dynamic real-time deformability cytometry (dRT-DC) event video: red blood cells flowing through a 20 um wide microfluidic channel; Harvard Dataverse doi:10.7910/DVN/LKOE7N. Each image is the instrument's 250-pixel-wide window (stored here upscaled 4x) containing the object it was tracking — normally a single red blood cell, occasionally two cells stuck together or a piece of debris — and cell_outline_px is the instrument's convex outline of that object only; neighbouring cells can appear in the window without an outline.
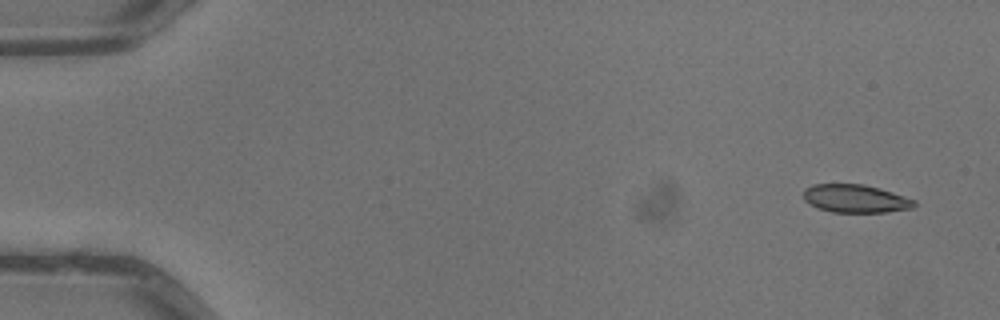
{"species": "common noctule bat (a hibernating species)", "species_latin": "Nyctalus noctula", "temperature_condition": "warm", "stored_images_in_passage": 4, "camera_frame_rate_fps": 3000, "um_per_image_px": 0.085, "animal": {"sex": "male", "body_mass_g": 13.3}, "frame": {"image": 1, "passage_image": 1, "time_ms": 0.0, "image_size_px": [1000, 320], "cell_outline_px": [[916, 204], [912, 208], [888, 212], [832, 212], [816, 208], [808, 204], [804, 200], [804, 188], [812, 184], [864, 184], [880, 188], [916, 200]], "centroid_in_image_um": [72.69, 16.88], "position_along_channel_um": 12.3, "area_um2": 18.32}}
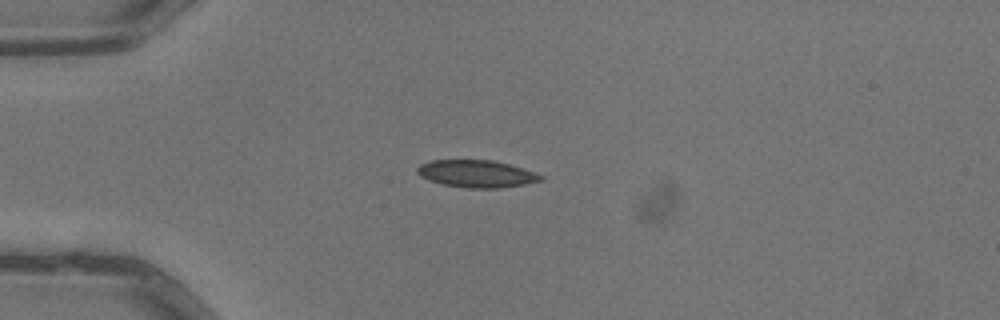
{"frame": {"image": 2, "passage_image": 4, "time_ms": 1.0, "image_size_px": [1000, 320], "cell_outline_px": [[544, 180], [524, 184], [500, 188], [468, 188], [444, 184], [428, 180], [420, 176], [416, 172], [416, 168], [420, 164], [428, 160], [492, 160], [508, 164], [544, 176]], "centroid_in_image_um": [40.46, 14.77], "position_along_channel_um": 44.5, "area_um2": 19.54}}